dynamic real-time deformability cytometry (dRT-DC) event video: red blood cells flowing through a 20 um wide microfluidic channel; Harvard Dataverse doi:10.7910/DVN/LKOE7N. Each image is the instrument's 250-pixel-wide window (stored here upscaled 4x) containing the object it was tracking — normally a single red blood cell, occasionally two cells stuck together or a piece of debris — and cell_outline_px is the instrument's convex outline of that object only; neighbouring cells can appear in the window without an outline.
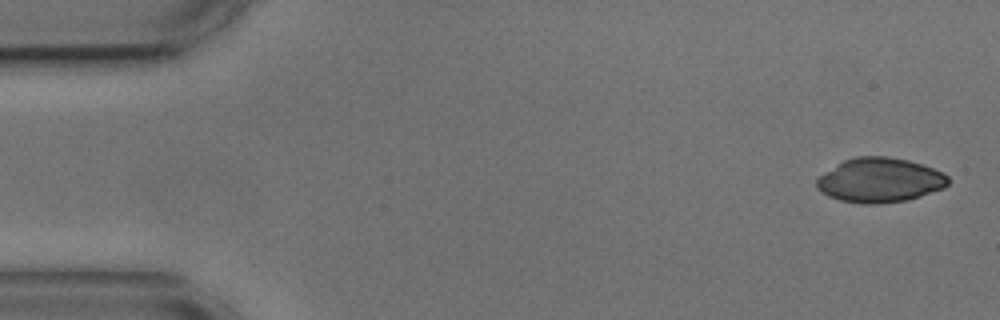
{"species": "common noctule bat (a hibernating species)", "species_latin": "Nyctalus noctula", "temperature_condition": "cold", "stored_images_in_passage": 2, "camera_frame_rate_fps": 3000, "um_per_image_px": 0.085, "animal": {"sex": "male", "body_mass_g": 17.9, "forearm_length_mm": 54.2}, "frame": {"image": 1, "passage_image": 1, "time_ms": 0.0, "image_size_px": [1000, 320], "cell_outline_px": [[948, 184], [944, 188], [920, 196], [904, 200], [880, 204], [860, 204], [840, 200], [828, 196], [816, 188], [816, 180], [820, 176], [844, 160], [856, 156], [888, 156], [908, 160], [944, 172], [948, 176]], "centroid_in_image_um": [74.78, 15.32], "position_along_channel_um": 10.2, "area_um2": 33.99}}